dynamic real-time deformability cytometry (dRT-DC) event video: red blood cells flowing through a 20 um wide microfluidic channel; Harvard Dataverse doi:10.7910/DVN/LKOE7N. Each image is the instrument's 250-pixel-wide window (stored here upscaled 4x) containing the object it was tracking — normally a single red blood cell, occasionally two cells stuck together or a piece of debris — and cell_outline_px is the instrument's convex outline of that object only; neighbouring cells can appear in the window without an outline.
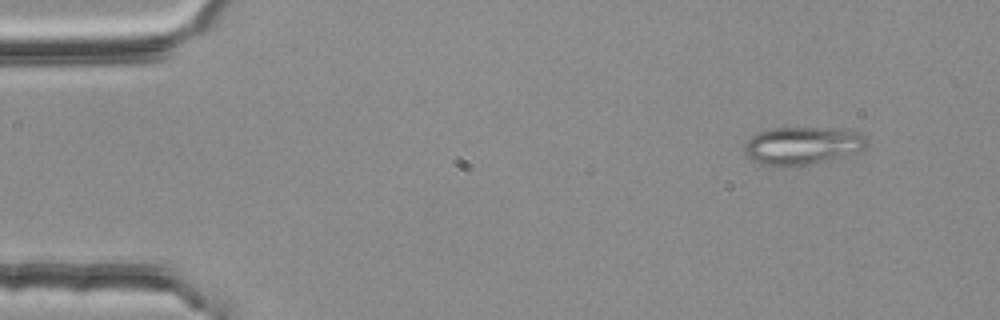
{"species": "common noctule bat (a hibernating species)", "species_latin": "Nyctalus noctula", "temperature_condition": "room temperature", "stored_images_in_passage": 3, "camera_frame_rate_fps": 3000, "um_per_image_px": 0.085, "animal": {"sex": "female", "body_mass_g": 25.1}, "frame": {"image": 1, "passage_image": 1, "time_ms": 0.0, "image_size_px": [1000, 320], "cell_outline_px": [[868, 144], [864, 148], [856, 152], [804, 164], [780, 168], [760, 164], [748, 156], [744, 152], [744, 148], [748, 140], [752, 136], [760, 132], [772, 128], [832, 128], [856, 132], [864, 136], [868, 140]], "centroid_in_image_um": [68.15, 12.38], "position_along_channel_um": 16.8, "area_um2": 26.41}}